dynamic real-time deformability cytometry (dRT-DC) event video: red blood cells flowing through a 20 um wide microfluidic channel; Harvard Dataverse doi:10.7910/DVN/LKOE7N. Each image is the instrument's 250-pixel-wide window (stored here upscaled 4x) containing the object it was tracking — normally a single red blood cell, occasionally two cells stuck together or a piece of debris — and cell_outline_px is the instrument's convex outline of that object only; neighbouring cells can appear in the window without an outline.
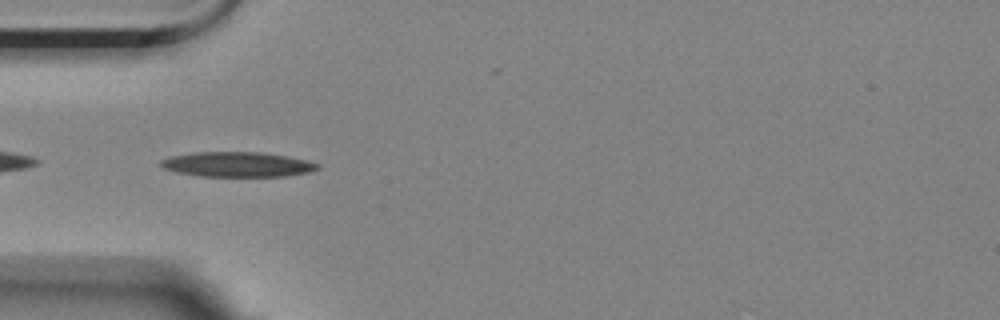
{"species": "Egyptian fruit bat (a non-hibernating species)", "species_latin": "Rousettus aegyptiacus", "temperature_condition": "room temperature", "stored_images_in_passage": 42, "camera_frame_rate_fps": 3000, "um_per_image_px": 0.085, "animal": {"sex": "female"}, "frame": {"image": 1, "passage_image": 2, "time_ms": 0.333, "image_size_px": [1000, 320], "cell_outline_px": [[320, 168], [308, 172], [288, 176], [200, 176], [176, 172], [164, 168], [160, 164], [160, 160], [172, 156], [192, 152], [260, 152], [284, 156], [304, 160], [320, 164]], "centroid_in_image_um": [20.15, 13.97], "position_along_channel_um": 64.8, "area_um2": 22.6}}
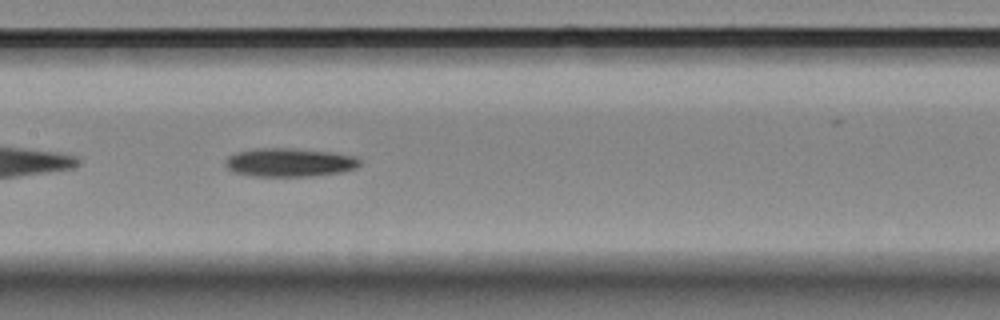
{"frame": {"image": 2, "passage_image": 12, "time_ms": 3.667, "image_size_px": [1000, 320], "cell_outline_px": [[360, 164], [356, 168], [340, 172], [312, 176], [252, 176], [232, 172], [224, 164], [224, 160], [228, 156], [236, 152], [256, 148], [292, 148], [332, 152], [356, 156], [360, 160]], "centroid_in_image_um": [24.58, 13.8], "position_along_channel_um": 182.8, "area_um2": 22.54}}
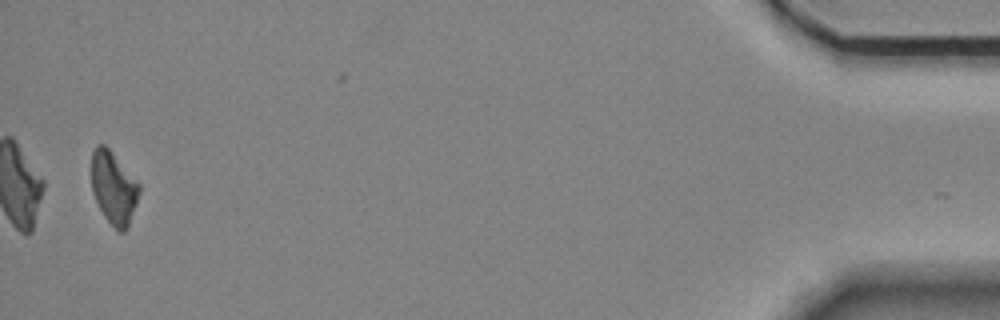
{"frame": {"image": 3, "passage_image": 40, "time_ms": 13.0, "image_size_px": [1000, 320], "cell_outline_px": [[140, 192], [128, 228], [124, 232], [120, 232], [104, 216], [92, 192], [92, 152], [96, 144], [104, 144], [108, 148], [140, 184]], "centroid_in_image_um": [9.66, 15.96], "position_along_channel_um": 425.5, "area_um2": 19.94}, "authors_computed_cell_mechanics": {"area_um2": 21.8195, "velocity_mm_per_s": 3.527, "shape_relaxation_time_tau1_ms": 5.9973, "shape_relaxation_time_tau2_ms": null, "deformation_change_tau1": 0.1411, "deformation_change_tau2": null}}